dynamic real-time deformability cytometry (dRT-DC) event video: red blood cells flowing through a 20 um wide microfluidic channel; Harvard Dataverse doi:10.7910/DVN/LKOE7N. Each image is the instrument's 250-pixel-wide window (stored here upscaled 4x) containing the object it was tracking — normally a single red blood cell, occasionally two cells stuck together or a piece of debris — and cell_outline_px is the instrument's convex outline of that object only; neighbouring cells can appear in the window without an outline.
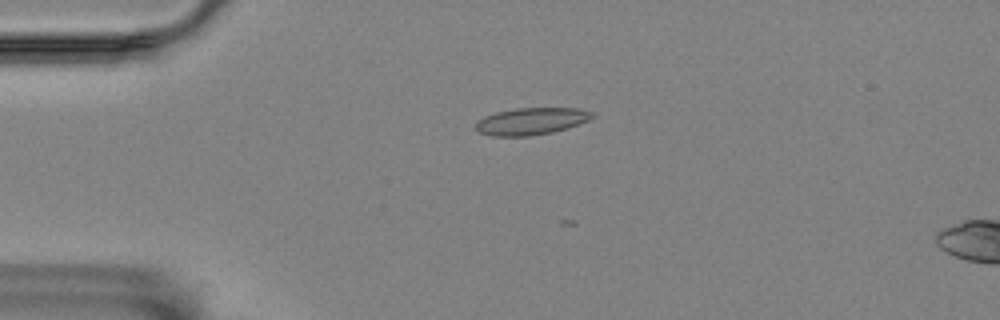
{"species": "Egyptian fruit bat (a non-hibernating species)", "species_latin": "Rousettus aegyptiacus", "temperature_condition": "room temperature", "stored_images_in_passage": 5, "camera_frame_rate_fps": 3000, "um_per_image_px": 0.085, "animal": {"sex": "female"}, "frame": {"image": 1, "passage_image": 1, "time_ms": 0.0, "image_size_px": [1000, 320], "cell_outline_px": [[596, 116], [580, 124], [568, 128], [552, 132], [528, 136], [492, 136], [480, 132], [476, 128], [476, 120], [484, 116], [496, 112], [516, 108], [580, 108], [596, 112]], "centroid_in_image_um": [45.2, 10.29], "position_along_channel_um": 39.8, "area_um2": 18.55}}